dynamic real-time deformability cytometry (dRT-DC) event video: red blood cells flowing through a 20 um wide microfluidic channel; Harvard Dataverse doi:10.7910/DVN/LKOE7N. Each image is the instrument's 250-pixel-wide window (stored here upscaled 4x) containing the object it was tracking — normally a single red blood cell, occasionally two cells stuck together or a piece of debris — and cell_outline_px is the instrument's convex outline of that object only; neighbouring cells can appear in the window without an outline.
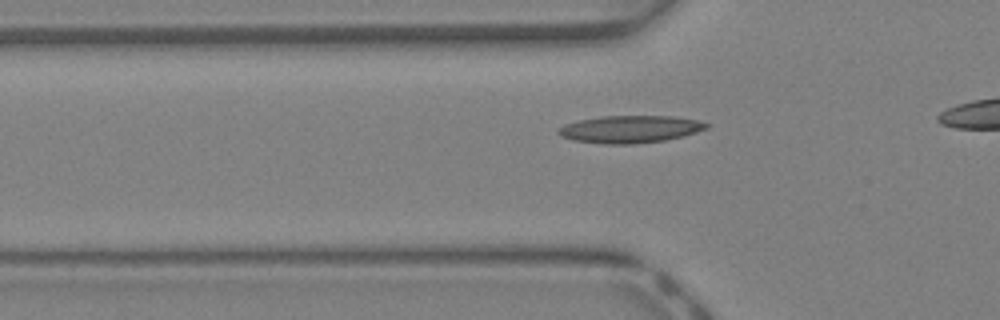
{"species": "Egyptian fruit bat (a non-hibernating species)", "species_latin": "Rousettus aegyptiacus", "temperature_condition": "warm", "stored_images_in_passage": 8, "camera_frame_rate_fps": 3000, "um_per_image_px": 0.085, "animal": {"sex": "female"}, "frame": {"image": 1, "passage_image": 3, "time_ms": 0.667, "image_size_px": [1000, 320], "cell_outline_px": [[708, 128], [684, 136], [664, 140], [636, 144], [604, 144], [572, 140], [560, 136], [556, 132], [564, 124], [580, 120], [600, 116], [672, 116], [700, 120], [708, 124]], "centroid_in_image_um": [53.55, 10.98], "position_along_channel_um": 72.2, "area_um2": 23.7}}
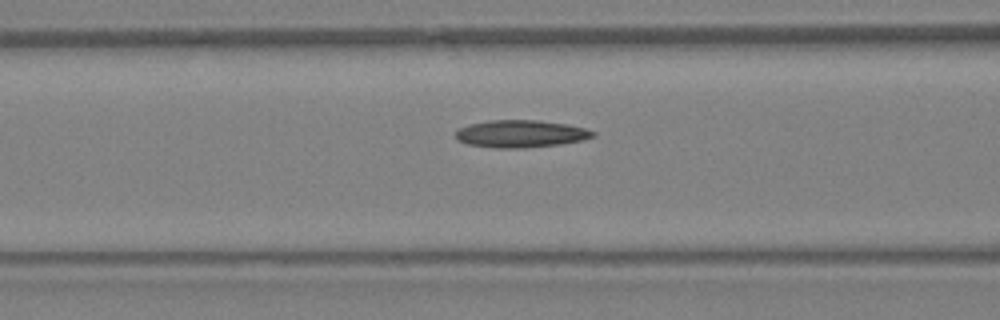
{"frame": {"image": 2, "passage_image": 6, "time_ms": 1.667, "image_size_px": [1000, 320], "cell_outline_px": [[596, 136], [584, 140], [560, 144], [524, 148], [496, 148], [468, 144], [456, 140], [456, 132], [460, 128], [468, 124], [488, 120], [536, 120], [568, 124], [584, 128], [596, 132]], "centroid_in_image_um": [44.28, 11.37], "position_along_channel_um": 122.3, "area_um2": 22.02}}